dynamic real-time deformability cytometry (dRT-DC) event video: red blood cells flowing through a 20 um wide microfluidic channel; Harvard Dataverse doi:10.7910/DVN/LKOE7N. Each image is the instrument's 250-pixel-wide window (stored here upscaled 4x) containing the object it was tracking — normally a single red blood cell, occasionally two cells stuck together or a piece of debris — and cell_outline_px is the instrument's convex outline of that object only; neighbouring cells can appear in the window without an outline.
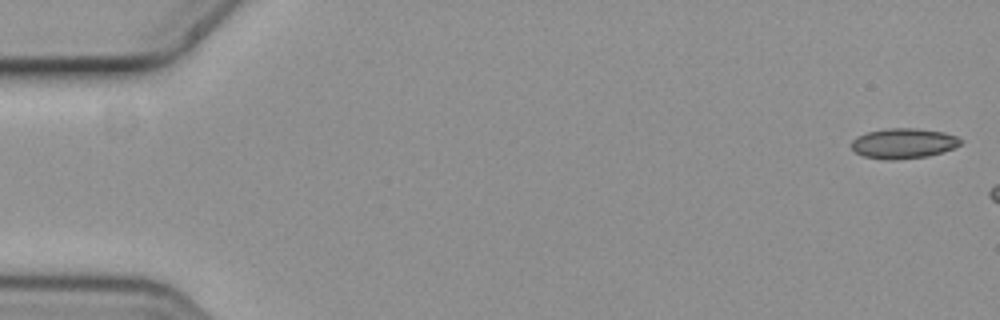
{"species": "common noctule bat (a hibernating species)", "species_latin": "Nyctalus noctula", "temperature_condition": "cold", "stored_images_in_passage": 2, "camera_frame_rate_fps": 3000, "um_per_image_px": 0.085, "animal": {"sex": "female", "body_mass_g": 19.3, "forearm_length_mm": 54.1}, "frame": {"image": 1, "passage_image": 1, "time_ms": 0.0, "image_size_px": [1000, 320], "cell_outline_px": [[964, 140], [960, 144], [944, 152], [928, 156], [896, 160], [884, 160], [864, 156], [856, 152], [848, 144], [856, 136], [868, 132], [888, 128], [916, 128], [944, 132], [956, 136]], "centroid_in_image_um": [76.78, 12.19], "position_along_channel_um": 8.2, "area_um2": 19.42}}